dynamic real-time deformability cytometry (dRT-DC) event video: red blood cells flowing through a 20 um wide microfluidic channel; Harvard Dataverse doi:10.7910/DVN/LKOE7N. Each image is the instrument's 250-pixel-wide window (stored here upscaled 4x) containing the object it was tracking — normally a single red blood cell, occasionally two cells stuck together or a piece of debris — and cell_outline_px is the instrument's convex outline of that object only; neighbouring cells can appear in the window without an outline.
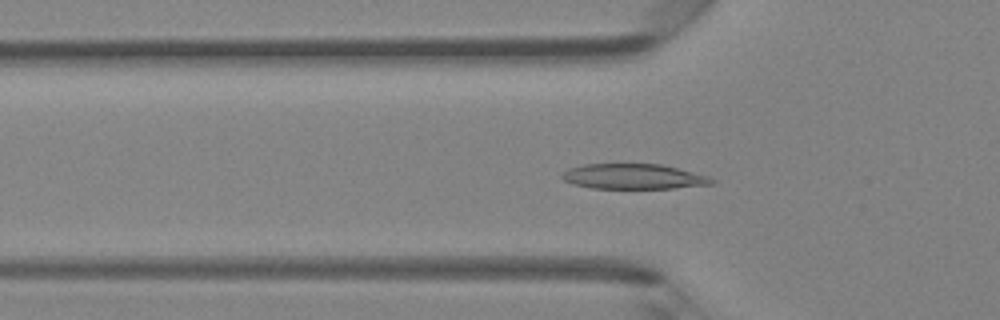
{"species": "Egyptian fruit bat (a non-hibernating species)", "species_latin": "Rousettus aegyptiacus", "temperature_condition": "room temperature", "stored_images_in_passage": 42, "camera_frame_rate_fps": 3000, "um_per_image_px": 0.085, "animal": {"sex": "female"}, "frame": {"image": 1, "passage_image": 10, "time_ms": 3.0, "image_size_px": [1000, 320], "cell_outline_px": [[716, 184], [672, 188], [592, 188], [572, 184], [564, 180], [560, 176], [568, 168], [584, 164], [664, 164], [708, 176], [716, 180]], "centroid_in_image_um": [53.87, 15.0], "position_along_channel_um": 71.9, "area_um2": 22.08}}
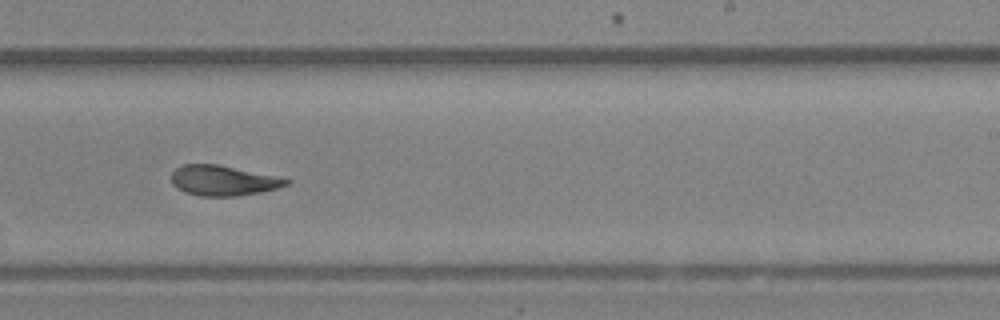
{"frame": {"image": 2, "passage_image": 24, "time_ms": 7.667, "image_size_px": [1000, 320], "cell_outline_px": [[292, 180], [288, 184], [276, 188], [260, 192], [236, 196], [200, 196], [184, 192], [176, 188], [172, 184], [172, 172], [180, 164], [216, 164]], "centroid_in_image_um": [18.89, 15.35], "position_along_channel_um": 270.1, "area_um2": 19.94}}
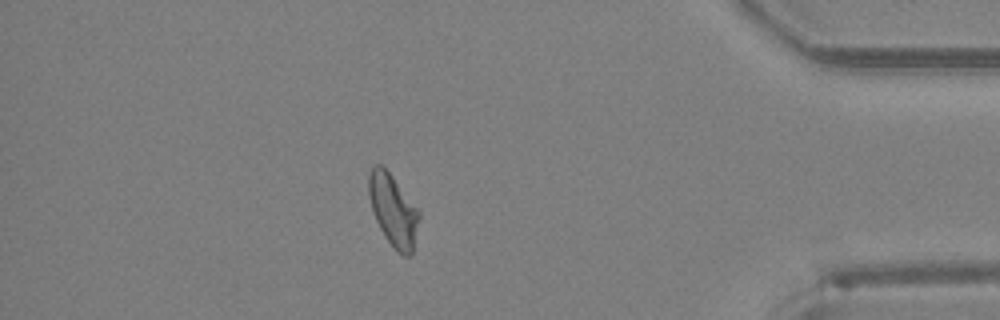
{"frame": {"image": 3, "passage_image": 36, "time_ms": 11.667, "image_size_px": [1000, 320], "cell_outline_px": [[420, 216], [412, 252], [408, 256], [404, 256], [396, 252], [384, 236], [372, 212], [368, 196], [368, 176], [372, 168], [376, 164], [380, 164], [392, 176], [420, 212]], "centroid_in_image_um": [33.4, 17.89], "position_along_channel_um": 401.8, "area_um2": 20.92}, "authors_computed_cell_mechanics": {"area_um2": 21.0681, "velocity_mm_per_s": 4.2681, "shape_relaxation_time_tau1_ms": 7.6589, "shape_relaxation_time_tau2_ms": 3.104, "deformation_change_tau1": 0.2403, "deformation_change_tau2": 0.0978}}